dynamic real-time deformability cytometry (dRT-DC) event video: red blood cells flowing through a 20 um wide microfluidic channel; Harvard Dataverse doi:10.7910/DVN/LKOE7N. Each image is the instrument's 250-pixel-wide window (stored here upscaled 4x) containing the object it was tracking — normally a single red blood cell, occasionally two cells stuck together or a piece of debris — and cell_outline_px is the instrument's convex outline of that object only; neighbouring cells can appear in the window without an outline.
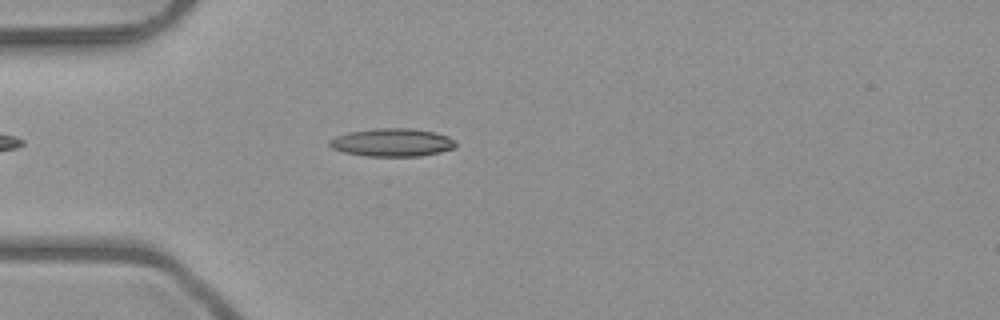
{"species": "common noctule bat (a hibernating species)", "species_latin": "Nyctalus noctula", "temperature_condition": "room temperature", "stored_images_in_passage": 50, "camera_frame_rate_fps": 3000, "um_per_image_px": 0.085, "animal": {"sex": "male", "body_mass_g": 23.1, "forearm_length_mm": 52.7}, "frame": {"image": 1, "passage_image": 14, "time_ms": 4.333, "image_size_px": [1000, 320], "cell_outline_px": [[456, 148], [440, 152], [420, 156], [364, 156], [344, 152], [332, 148], [328, 144], [328, 140], [336, 136], [348, 132], [376, 128], [408, 128], [436, 132], [448, 136], [456, 140]], "centroid_in_image_um": [33.35, 12.11], "position_along_channel_um": 51.7, "area_um2": 20.81}}
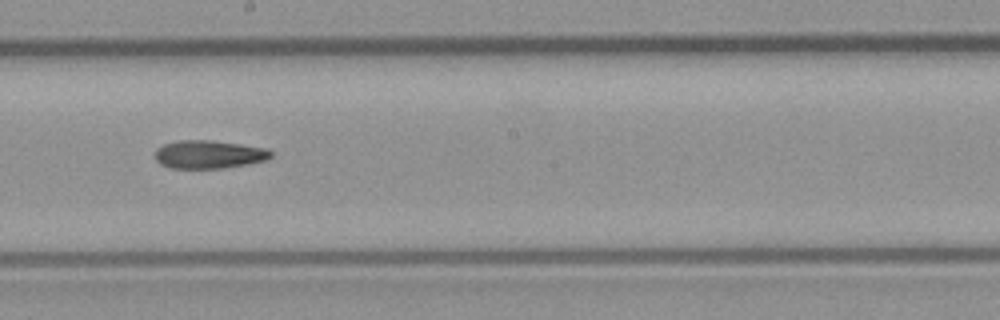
{"frame": {"image": 2, "passage_image": 28, "time_ms": 9.0, "image_size_px": [1000, 320], "cell_outline_px": [[272, 156], [268, 160], [248, 164], [224, 168], [168, 168], [160, 164], [156, 160], [156, 148], [164, 144], [180, 140], [212, 140], [268, 148], [272, 152]], "centroid_in_image_um": [17.78, 13.12], "position_along_channel_um": 230.4, "area_um2": 19.19}}
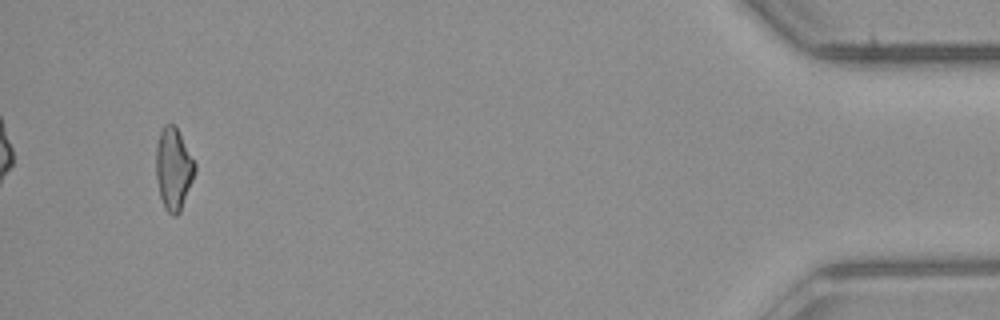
{"frame": {"image": 3, "passage_image": 48, "time_ms": 15.667, "image_size_px": [1000, 320], "cell_outline_px": [[196, 172], [180, 212], [176, 216], [172, 216], [164, 208], [160, 196], [156, 176], [156, 144], [160, 132], [164, 124], [176, 124], [196, 164]], "centroid_in_image_um": [14.76, 14.33], "position_along_channel_um": 420.4, "area_um2": 18.84}}